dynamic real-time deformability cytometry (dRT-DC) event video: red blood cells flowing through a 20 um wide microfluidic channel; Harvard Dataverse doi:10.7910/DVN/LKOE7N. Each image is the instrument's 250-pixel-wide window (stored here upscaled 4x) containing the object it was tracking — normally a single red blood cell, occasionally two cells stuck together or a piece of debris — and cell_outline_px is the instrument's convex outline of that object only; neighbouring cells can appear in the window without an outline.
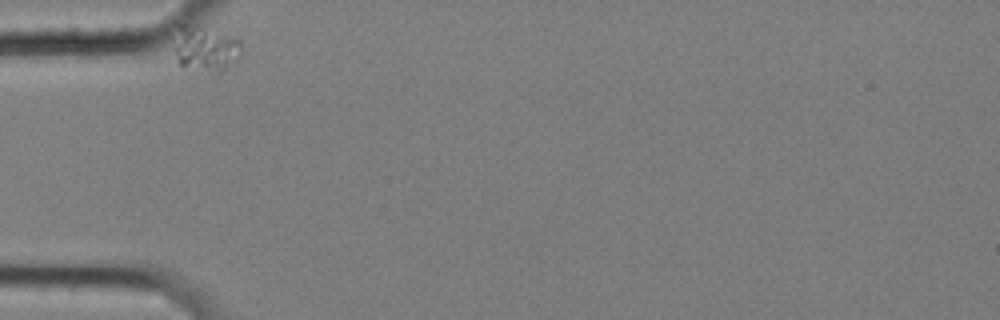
{"species": "common noctule bat (a hibernating species)", "species_latin": "Nyctalus noctula", "temperature_condition": "cold", "stored_images_in_passage": 15, "camera_frame_rate_fps": 3000, "um_per_image_px": 0.085, "animal": {"sex": "female", "body_mass_g": 25.1}, "frame": {"image": 1, "passage_image": 1, "time_ms": 0.0, "image_size_px": [1000, 320], "cell_outline_px": [[240, 56], [220, 72], [212, 72], [180, 64], [176, 60], [168, 36], [180, 24], [188, 20], [200, 20], [236, 36], [240, 40]], "centroid_in_image_um": [17.35, 3.92], "position_along_channel_um": 67.7, "area_um2": 19.71}}
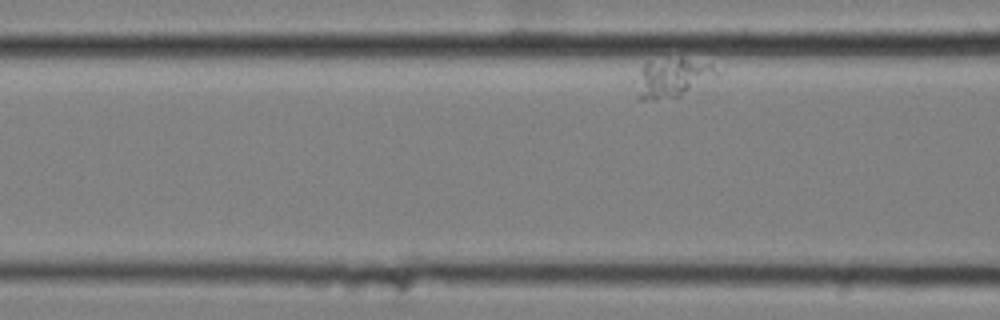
{"frame": {"image": 2, "passage_image": 7, "time_ms": 2.0, "image_size_px": [1000, 320], "cell_outline_px": [[736, 52], [724, 72], [720, 76], [680, 96], [656, 100], [640, 100], [636, 96], [624, 56], [712, 52]], "centroid_in_image_um": [57.32, 6.19], "position_along_channel_um": 109.3, "area_um2": 26.99}}
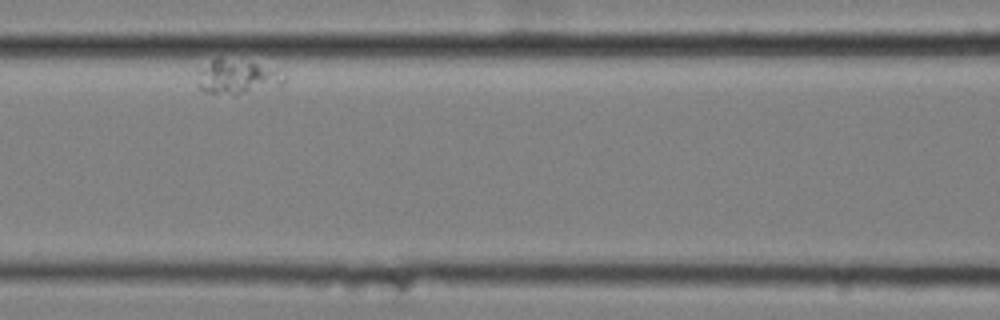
{"frame": {"image": 3, "passage_image": 12, "time_ms": 3.667, "image_size_px": [1000, 320], "cell_outline_px": [[284, 80], [280, 84], [236, 96], [204, 92], [200, 88], [196, 68], [196, 64], [216, 56], [220, 56], [256, 64], [284, 76]], "centroid_in_image_um": [19.92, 6.51], "position_along_channel_um": 146.7, "area_um2": 17.51}}